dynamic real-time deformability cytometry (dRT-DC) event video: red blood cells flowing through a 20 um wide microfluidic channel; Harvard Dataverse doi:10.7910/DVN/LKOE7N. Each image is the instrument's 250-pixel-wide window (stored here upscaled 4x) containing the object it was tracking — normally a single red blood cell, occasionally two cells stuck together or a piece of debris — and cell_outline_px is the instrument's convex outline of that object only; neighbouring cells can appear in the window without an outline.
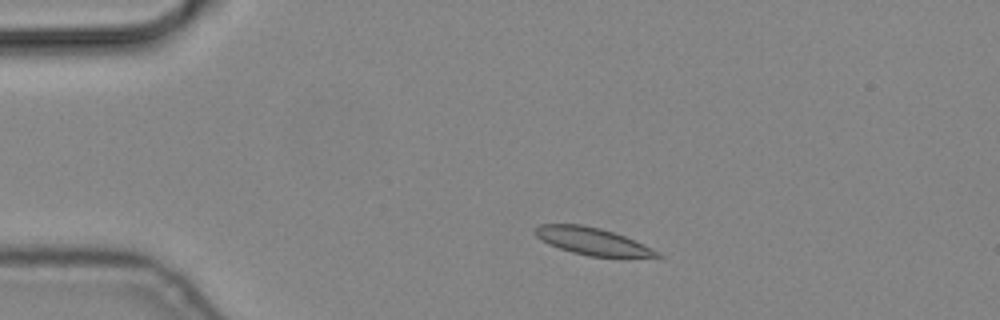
{"species": "common noctule bat (a hibernating species)", "species_latin": "Nyctalus noctula", "temperature_condition": "cold", "stored_images_in_passage": 4, "camera_frame_rate_fps": 3000, "um_per_image_px": 0.085, "animal": {"sex": "male", "body_mass_g": 19.2, "forearm_length_mm": 51.8}, "frame": {"image": 1, "passage_image": 2, "time_ms": 0.333, "image_size_px": [1000, 320], "cell_outline_px": [[664, 256], [588, 256], [572, 252], [548, 244], [540, 240], [532, 232], [540, 224], [580, 224], [600, 228], [624, 236], [660, 252]], "centroid_in_image_um": [50.26, 20.49], "position_along_channel_um": 34.7, "area_um2": 18.96}}
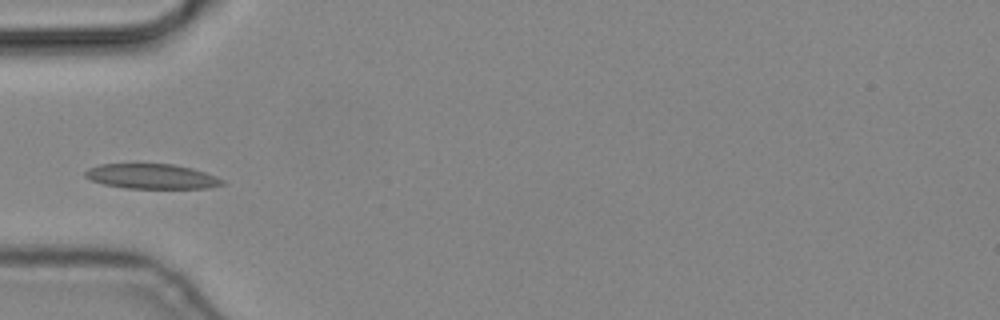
{"frame": {"image": 2, "passage_image": 4, "time_ms": 1.0, "image_size_px": [1000, 320], "cell_outline_px": [[224, 184], [208, 188], [124, 188], [104, 184], [92, 180], [84, 176], [84, 172], [88, 168], [100, 164], [172, 164], [192, 168], [216, 176], [224, 180]], "centroid_in_image_um": [12.89, 14.99], "position_along_channel_um": 72.1, "area_um2": 19.83}}